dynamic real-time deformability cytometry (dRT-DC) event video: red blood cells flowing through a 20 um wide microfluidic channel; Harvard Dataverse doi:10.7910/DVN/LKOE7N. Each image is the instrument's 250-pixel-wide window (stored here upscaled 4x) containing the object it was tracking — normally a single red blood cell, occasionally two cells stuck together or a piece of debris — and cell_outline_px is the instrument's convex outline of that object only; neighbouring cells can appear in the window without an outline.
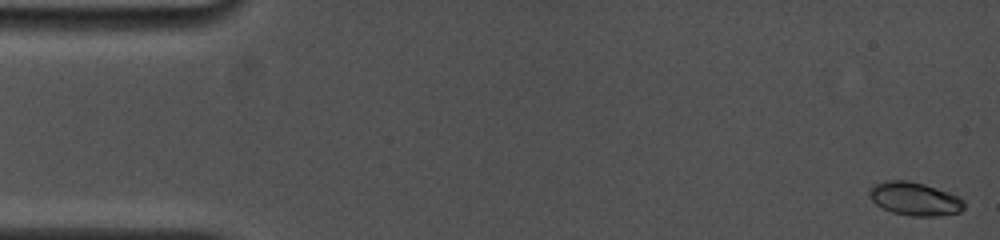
{"species": "common noctule bat (a hibernating species)", "species_latin": "Nyctalus noctula", "temperature_condition": "cold", "stored_images_in_passage": 40, "camera_frame_rate_fps": 5000, "um_per_image_px": 0.085, "animal": {"sex": "female", "body_mass_g": 19.0, "forearm_length_mm": 53.3}, "frame": {"image": 1, "passage_image": 1, "time_ms": 0.0, "image_size_px": [1000, 240], "cell_outline_px": [[964, 208], [960, 212], [936, 216], [912, 216], [892, 212], [876, 204], [868, 196], [868, 192], [876, 184], [888, 180], [908, 180], [924, 184], [960, 196], [964, 200]], "centroid_in_image_um": [77.77, 16.9], "position_along_channel_um": 7.2, "area_um2": 18.32}}
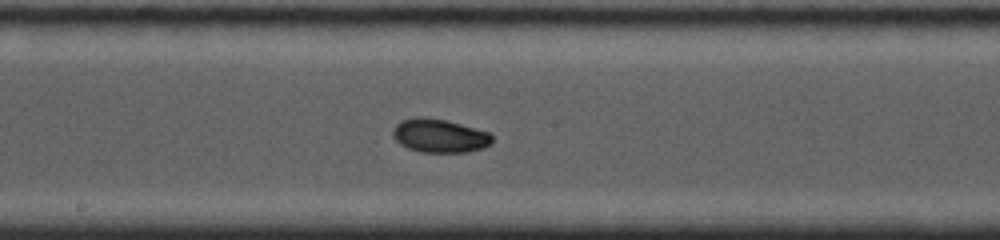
{"frame": {"image": 2, "passage_image": 23, "time_ms": 8.8, "image_size_px": [1000, 240], "cell_outline_px": [[492, 144], [484, 148], [468, 152], [420, 152], [408, 148], [400, 144], [392, 136], [392, 128], [400, 120], [416, 116], [444, 120], [460, 124], [488, 132], [492, 136]], "centroid_in_image_um": [37.33, 11.54], "position_along_channel_um": 210.9, "area_um2": 19.48}}
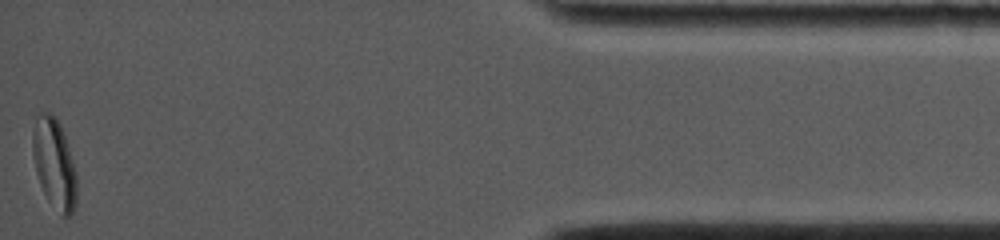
{"frame": {"image": 3, "passage_image": 40, "time_ms": 16.2, "image_size_px": [1000, 240], "cell_outline_px": [[76, 204], [72, 212], [64, 220], [48, 200], [40, 184], [36, 172], [32, 156], [32, 132], [36, 116], [40, 112], [48, 112], [56, 116], [60, 124], [76, 172]], "centroid_in_image_um": [4.59, 13.92], "position_along_channel_um": 430.6, "area_um2": 23.24}, "authors_computed_cell_mechanics": {"area_um2": 18.8428, "velocity_mm_per_s": 3.8066, "shape_relaxation_time_tau1_ms": 4.2241, "shape_relaxation_time_tau2_ms": 1.1919, "deformation_change_tau1": 0.1296, "deformation_change_tau2": 0.0286}}